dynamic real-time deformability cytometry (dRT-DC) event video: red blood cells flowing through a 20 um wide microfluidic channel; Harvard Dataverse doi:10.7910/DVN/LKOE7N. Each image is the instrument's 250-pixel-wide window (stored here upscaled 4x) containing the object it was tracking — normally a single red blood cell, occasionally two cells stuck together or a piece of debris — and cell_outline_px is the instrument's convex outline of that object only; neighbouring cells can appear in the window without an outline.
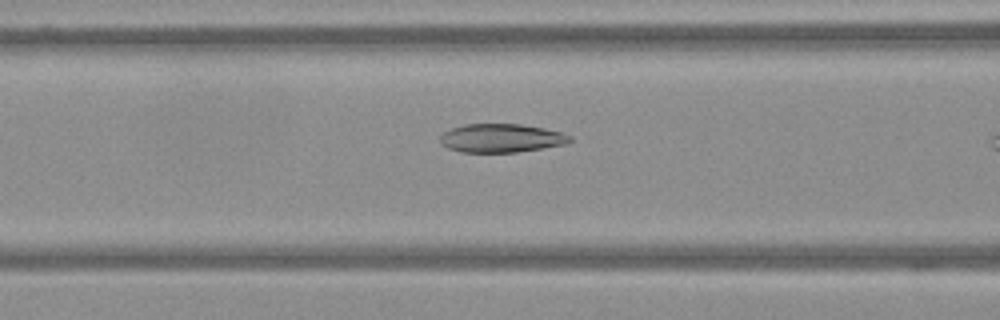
{"species": "Egyptian fruit bat (a non-hibernating species)", "species_latin": "Rousettus aegyptiacus", "temperature_condition": "warm", "stored_images_in_passage": 15, "camera_frame_rate_fps": 3000, "um_per_image_px": 0.085, "frame": {"image": 1, "passage_image": 13, "time_ms": 4.0, "image_size_px": [1000, 320], "cell_outline_px": [[572, 140], [568, 144], [516, 152], [460, 152], [448, 148], [440, 144], [440, 136], [444, 132], [452, 128], [464, 124], [520, 124], [544, 128], [560, 132], [572, 136]], "centroid_in_image_um": [42.61, 11.74], "position_along_channel_um": 124.0, "area_um2": 21.68}}